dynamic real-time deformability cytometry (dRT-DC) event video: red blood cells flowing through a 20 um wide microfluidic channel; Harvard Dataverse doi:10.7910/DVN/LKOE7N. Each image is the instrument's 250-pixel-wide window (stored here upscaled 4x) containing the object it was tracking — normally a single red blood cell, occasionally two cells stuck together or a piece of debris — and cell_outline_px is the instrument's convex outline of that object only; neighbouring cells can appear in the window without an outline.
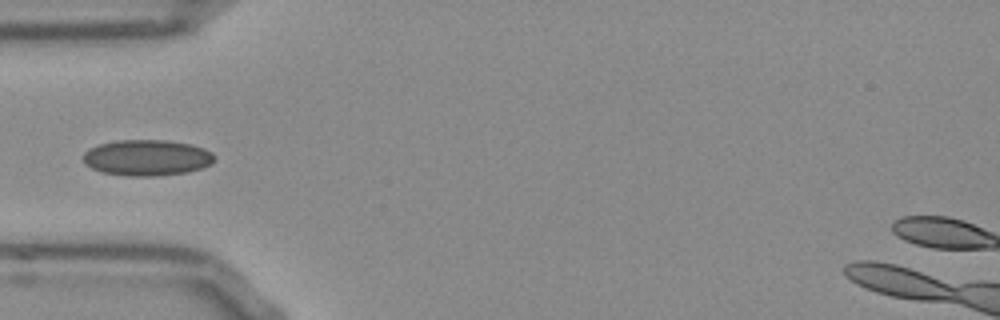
{"species": "Egyptian fruit bat (a non-hibernating species)", "species_latin": "Rousettus aegyptiacus", "temperature_condition": "room temperature", "stored_images_in_passage": 37, "camera_frame_rate_fps": 3000, "um_per_image_px": 0.085, "frame": {"image": 1, "passage_image": 1, "time_ms": 0.0, "image_size_px": [1000, 320], "cell_outline_px": [[216, 160], [212, 164], [188, 172], [156, 176], [128, 176], [100, 172], [84, 164], [84, 152], [100, 144], [116, 140], [168, 140], [188, 144], [204, 148], [212, 152], [216, 156]], "centroid_in_image_um": [12.52, 13.41], "position_along_channel_um": 72.5, "area_um2": 27.63}}
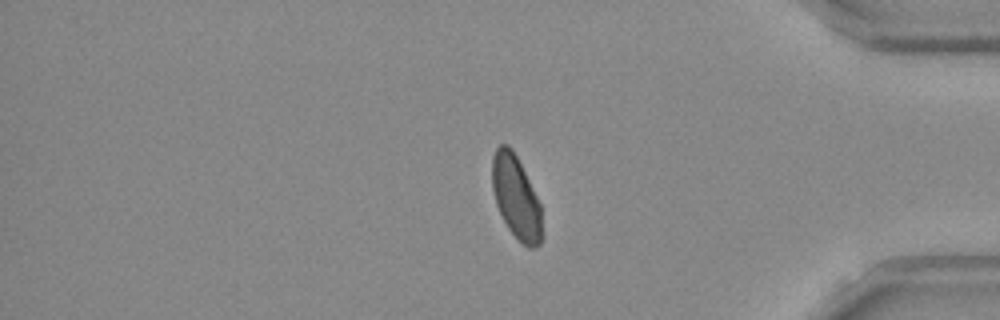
{"frame": {"image": 2, "passage_image": 28, "time_ms": 9.0, "image_size_px": [1000, 320], "cell_outline_px": [[540, 244], [536, 248], [528, 248], [508, 228], [496, 204], [492, 188], [492, 156], [496, 148], [500, 144], [508, 144], [512, 148], [540, 204]], "centroid_in_image_um": [43.82, 16.73], "position_along_channel_um": 391.4, "area_um2": 23.47}}
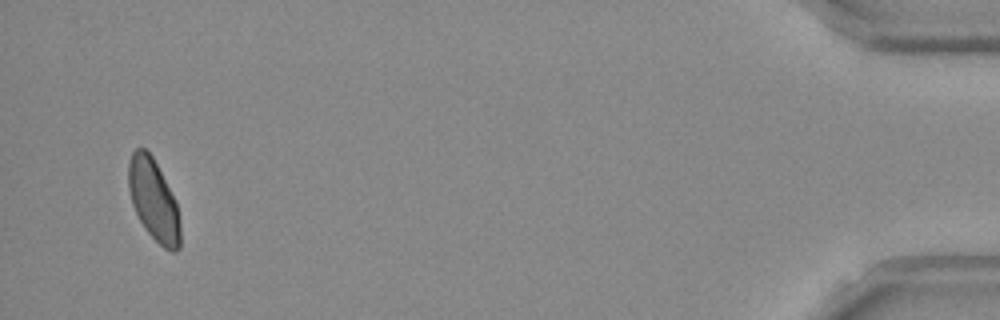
{"frame": {"image": 3, "passage_image": 35, "time_ms": 11.333, "image_size_px": [1000, 320], "cell_outline_px": [[180, 248], [176, 252], [172, 252], [164, 248], [144, 228], [132, 204], [128, 188], [128, 164], [132, 152], [136, 148], [144, 148], [152, 156], [176, 204], [180, 220]], "centroid_in_image_um": [13.04, 17.03], "position_along_channel_um": 422.2, "area_um2": 24.16}}